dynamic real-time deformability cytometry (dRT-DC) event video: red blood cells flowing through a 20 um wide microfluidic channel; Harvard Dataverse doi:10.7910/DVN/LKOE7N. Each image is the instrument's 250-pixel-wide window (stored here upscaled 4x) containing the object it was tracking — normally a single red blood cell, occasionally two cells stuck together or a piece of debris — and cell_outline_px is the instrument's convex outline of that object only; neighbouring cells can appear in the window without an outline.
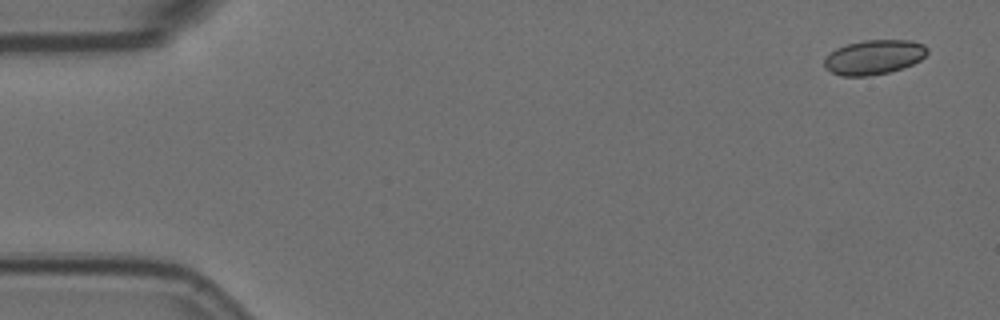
{"species": "Egyptian fruit bat (a non-hibernating species)", "species_latin": "Rousettus aegyptiacus", "temperature_condition": "room temperature", "stored_images_in_passage": 4, "camera_frame_rate_fps": 3000, "um_per_image_px": 0.085, "animal": {"sex": "female"}, "frame": {"image": 1, "passage_image": 1, "time_ms": 0.0, "image_size_px": [1000, 320], "cell_outline_px": [[928, 52], [920, 60], [912, 64], [888, 72], [868, 76], [840, 76], [824, 68], [824, 60], [836, 48], [848, 44], [864, 40], [912, 40], [924, 44], [928, 48]], "centroid_in_image_um": [74.29, 4.85], "position_along_channel_um": 10.7, "area_um2": 20.63}}
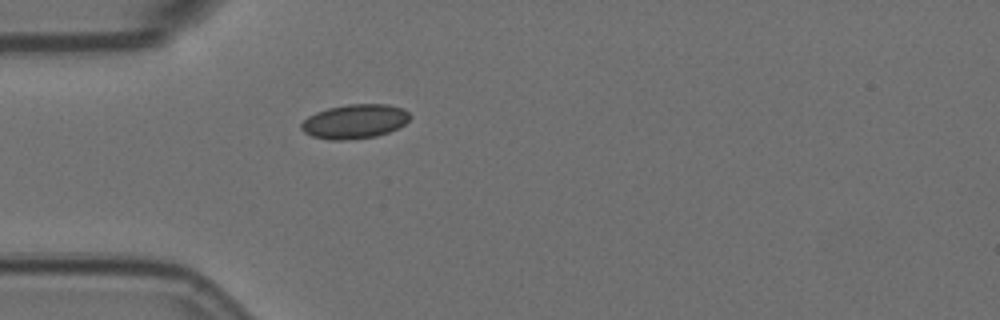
{"frame": {"image": 2, "passage_image": 4, "time_ms": 1.0, "image_size_px": [1000, 320], "cell_outline_px": [[412, 116], [404, 124], [388, 132], [376, 136], [344, 140], [328, 140], [312, 136], [304, 132], [300, 128], [300, 124], [308, 116], [316, 112], [328, 108], [348, 104], [388, 104], [404, 108]], "centroid_in_image_um": [30.14, 10.31], "position_along_channel_um": 54.9, "area_um2": 21.73}}